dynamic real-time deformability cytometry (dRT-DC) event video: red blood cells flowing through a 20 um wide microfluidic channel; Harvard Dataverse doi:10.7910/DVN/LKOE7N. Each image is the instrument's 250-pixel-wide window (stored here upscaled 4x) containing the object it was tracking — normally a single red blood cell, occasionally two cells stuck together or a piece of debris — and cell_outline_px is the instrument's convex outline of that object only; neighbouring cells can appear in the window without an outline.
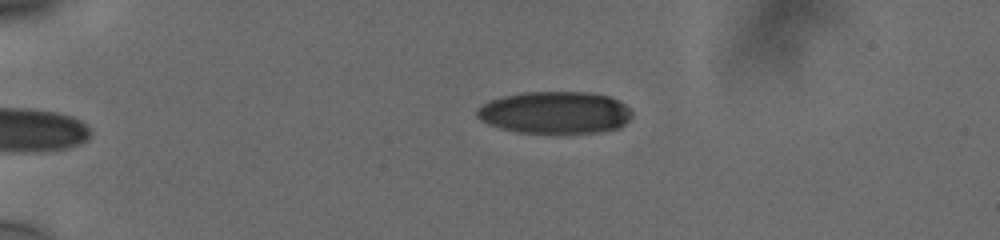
{"species": "human", "species_latin": "Homo sapiens", "temperature_condition": "cold", "stored_images_in_passage": 36, "camera_frame_rate_fps": 3000, "um_per_image_px": 0.085, "donor": {"sex": "male"}, "frame": {"image": 1, "passage_image": 1, "time_ms": 0.0, "image_size_px": [1000, 240], "cell_outline_px": [[632, 116], [620, 128], [600, 132], [516, 132], [500, 128], [488, 124], [480, 120], [476, 116], [476, 112], [484, 104], [492, 100], [504, 96], [524, 92], [588, 92], [608, 96], [624, 104], [632, 112]], "centroid_in_image_um": [47.18, 9.56], "position_along_channel_um": 37.8, "area_um2": 37.74}}
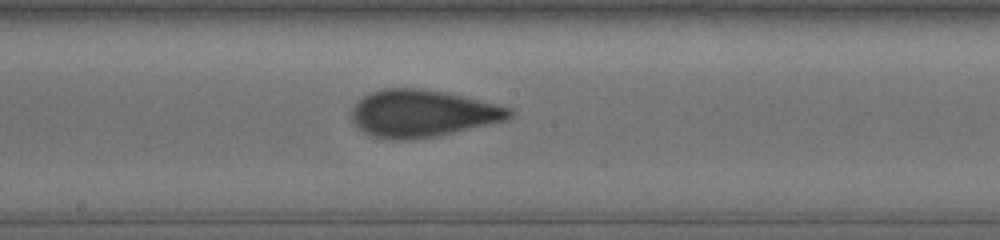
{"frame": {"image": 2, "passage_image": 20, "time_ms": 6.333, "image_size_px": [1000, 240], "cell_outline_px": [[512, 116], [504, 120], [440, 136], [412, 140], [400, 140], [372, 136], [364, 132], [352, 124], [352, 108], [356, 100], [368, 92], [380, 88], [420, 88], [444, 92], [512, 108]], "centroid_in_image_um": [35.82, 9.64], "position_along_channel_um": 212.4, "area_um2": 43.52}}
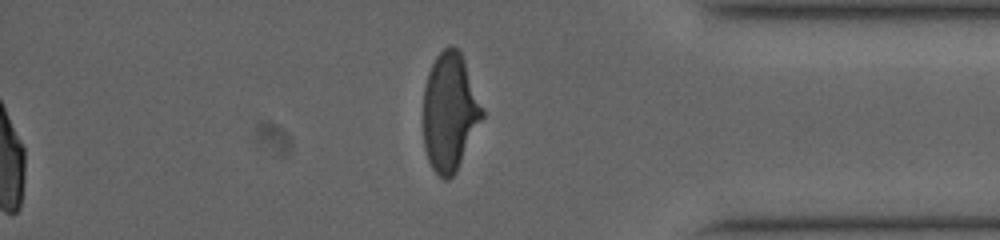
{"frame": {"image": 3, "passage_image": 36, "time_ms": 11.667, "image_size_px": [1000, 240], "cell_outline_px": [[484, 116], [456, 172], [448, 180], [444, 180], [432, 168], [428, 160], [424, 148], [424, 88], [428, 72], [436, 56], [448, 44], [452, 44], [460, 52], [464, 60], [484, 112]], "centroid_in_image_um": [38.22, 9.52], "position_along_channel_um": 397.0, "area_um2": 40.34}, "authors_computed_cell_mechanics": {"area_um2": 42.2807, "velocity_mm_per_s": 3.7817, "shape_relaxation_time_tau1_ms": 5.397, "shape_relaxation_time_tau2_ms": 0.8443, "deformation_change_tau1": 0.1829, "deformation_change_tau2": 0.0764}}